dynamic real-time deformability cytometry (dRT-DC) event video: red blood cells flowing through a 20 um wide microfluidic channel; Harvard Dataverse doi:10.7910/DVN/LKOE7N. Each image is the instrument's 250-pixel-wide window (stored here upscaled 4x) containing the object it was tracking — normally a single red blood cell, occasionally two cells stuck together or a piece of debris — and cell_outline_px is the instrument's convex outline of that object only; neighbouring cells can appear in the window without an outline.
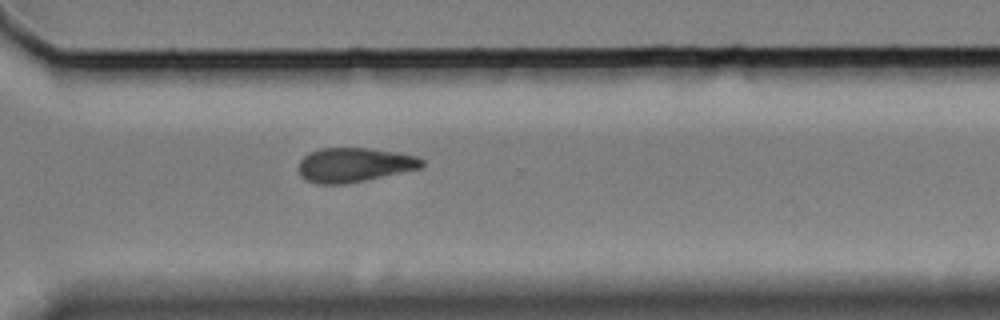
{"species": "Egyptian fruit bat (a non-hibernating species)", "species_latin": "Rousettus aegyptiacus", "temperature_condition": "cold", "stored_images_in_passage": 10, "camera_frame_rate_fps": 3000, "um_per_image_px": 0.085, "animal": {"sex": "female"}, "frame": {"image": 1, "passage_image": 10, "time_ms": 12.0, "image_size_px": [1000, 320], "cell_outline_px": [[424, 164], [420, 168], [348, 184], [316, 184], [304, 180], [300, 176], [300, 160], [308, 152], [320, 148], [372, 148], [396, 152], [416, 156], [424, 160]], "centroid_in_image_um": [30.09, 14.02], "position_along_channel_um": 340.5, "area_um2": 24.8}}